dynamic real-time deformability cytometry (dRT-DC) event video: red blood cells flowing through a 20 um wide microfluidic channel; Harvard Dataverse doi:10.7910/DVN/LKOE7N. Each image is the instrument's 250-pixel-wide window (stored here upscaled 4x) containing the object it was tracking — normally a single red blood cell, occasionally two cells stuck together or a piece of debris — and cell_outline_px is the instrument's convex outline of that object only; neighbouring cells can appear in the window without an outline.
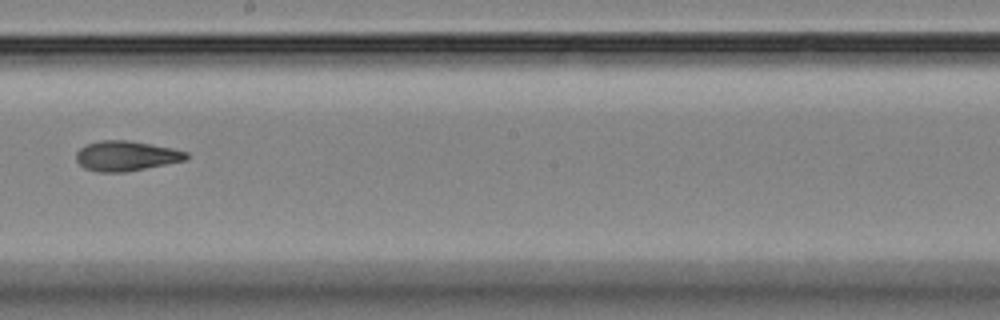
{"species": "Egyptian fruit bat (a non-hibernating species)", "species_latin": "Rousettus aegyptiacus", "temperature_condition": "room temperature", "stored_images_in_passage": 15, "camera_frame_rate_fps": 3000, "um_per_image_px": 0.085, "animal": {"sex": "female"}, "frame": {"image": 1, "passage_image": 9, "time_ms": 10.0, "image_size_px": [1000, 320], "cell_outline_px": [[188, 160], [124, 172], [96, 172], [84, 168], [76, 160], [76, 152], [80, 148], [88, 144], [100, 140], [128, 140], [172, 148], [188, 152]], "centroid_in_image_um": [10.72, 13.25], "position_along_channel_um": 237.5, "area_um2": 19.25}}
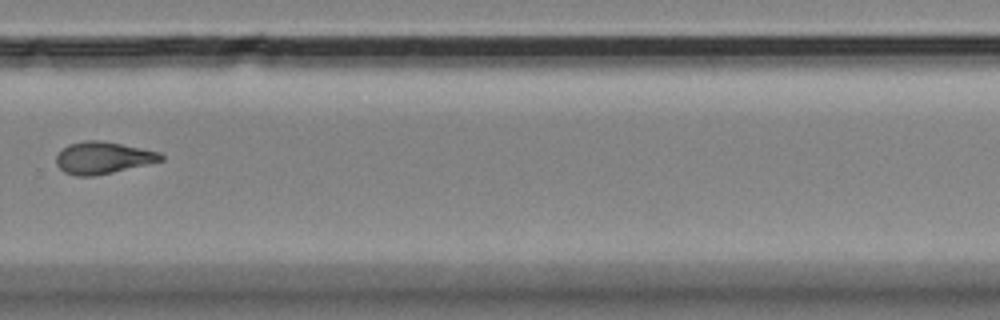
{"frame": {"image": 2, "passage_image": 11, "time_ms": 12.333, "image_size_px": [1000, 320], "cell_outline_px": [[164, 160], [148, 164], [112, 172], [92, 176], [76, 176], [64, 172], [56, 164], [56, 156], [68, 144], [84, 140], [100, 140], [160, 152], [164, 156]], "centroid_in_image_um": [8.74, 13.41], "position_along_channel_um": 321.1, "area_um2": 19.36}, "authors_computed_cell_mechanics": {"area_um2": 19.652, "velocity_mm_per_s": 3.6038, "shape_relaxation_time_tau1_ms": 3.4608, "shape_relaxation_time_tau2_ms": 2.6797, "deformation_change_tau1": 0.1337, "deformation_change_tau2": 0.1076}}